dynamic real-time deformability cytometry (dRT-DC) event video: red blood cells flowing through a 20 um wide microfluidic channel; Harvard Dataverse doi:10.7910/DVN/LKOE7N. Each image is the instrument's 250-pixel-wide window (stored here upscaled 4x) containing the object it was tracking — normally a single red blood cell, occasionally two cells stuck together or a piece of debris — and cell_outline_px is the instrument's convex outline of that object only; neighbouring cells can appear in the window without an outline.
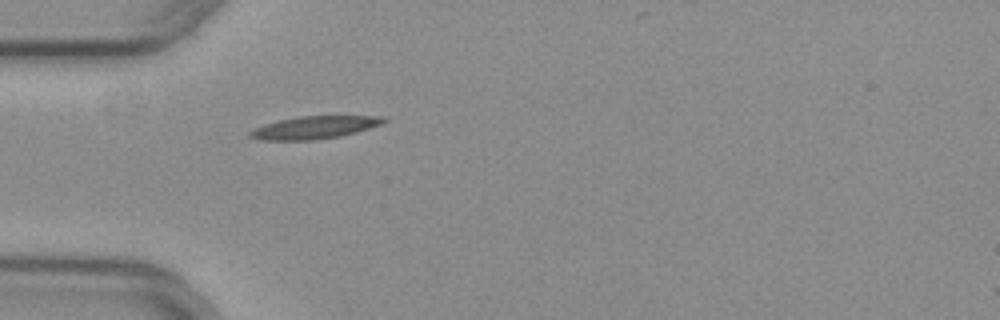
{"species": "common noctule bat (a hibernating species)", "species_latin": "Nyctalus noctula", "temperature_condition": "warm", "stored_images_in_passage": 2, "camera_frame_rate_fps": 3000, "um_per_image_px": 0.085, "animal": {"sex": "female", "body_mass_g": 29.2, "forearm_length_mm": 56.3}, "frame": {"image": 1, "passage_image": 1, "time_ms": 0.0, "image_size_px": [1000, 320], "cell_outline_px": [[388, 120], [384, 124], [356, 132], [340, 136], [312, 140], [264, 140], [248, 136], [248, 132], [252, 128], [264, 124], [280, 120], [300, 116], [384, 116]], "centroid_in_image_um": [26.74, 10.83], "position_along_channel_um": 58.3, "area_um2": 17.69}}